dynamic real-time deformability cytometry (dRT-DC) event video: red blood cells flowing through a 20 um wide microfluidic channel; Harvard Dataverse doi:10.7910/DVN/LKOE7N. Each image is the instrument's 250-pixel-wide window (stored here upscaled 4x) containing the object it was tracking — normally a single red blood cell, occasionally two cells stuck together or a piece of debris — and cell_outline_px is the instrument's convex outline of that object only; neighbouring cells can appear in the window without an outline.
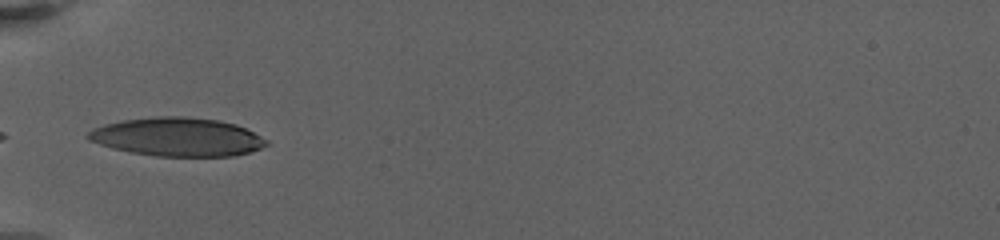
{"species": "human", "species_latin": "Homo sapiens", "temperature_condition": "warm", "stored_images_in_passage": 51, "camera_frame_rate_fps": 3000, "um_per_image_px": 0.085, "donor": {"sex": "female"}, "frame": {"image": 1, "passage_image": 1, "time_ms": 0.0, "image_size_px": [1000, 240], "cell_outline_px": [[268, 144], [260, 148], [248, 152], [232, 156], [156, 156], [132, 152], [112, 148], [88, 140], [84, 136], [92, 128], [104, 124], [120, 120], [156, 116], [184, 116], [220, 120], [236, 124], [268, 140]], "centroid_in_image_um": [15.03, 11.63], "position_along_channel_um": 70.0, "area_um2": 40.11}}
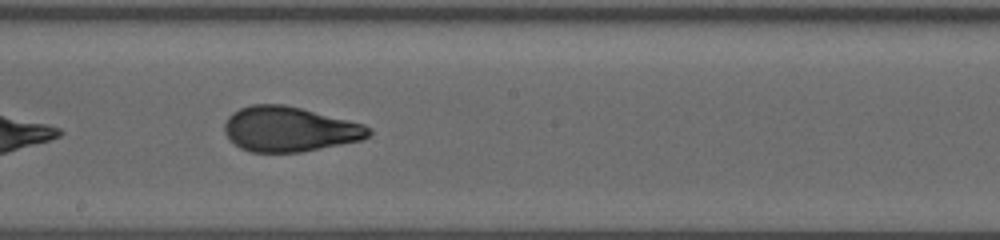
{"frame": {"image": 2, "passage_image": 25, "time_ms": 5.0, "image_size_px": [1000, 240], "cell_outline_px": [[372, 132], [364, 140], [300, 152], [252, 152], [240, 148], [224, 132], [224, 124], [228, 116], [232, 112], [240, 108], [252, 104], [284, 104], [364, 124], [372, 128]], "centroid_in_image_um": [24.61, 10.98], "position_along_channel_um": 223.6, "area_um2": 37.74}}
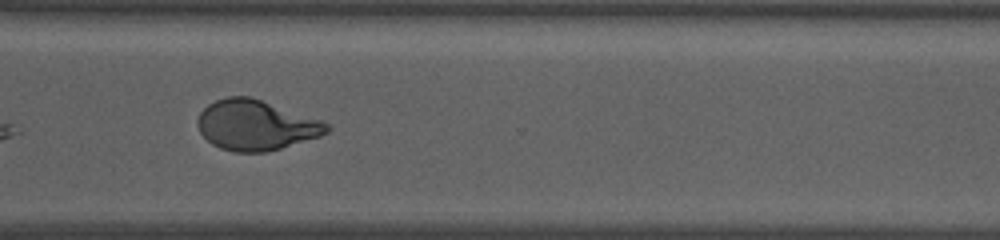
{"frame": {"image": 3, "passage_image": 38, "time_ms": 9.0, "image_size_px": [1000, 240], "cell_outline_px": [[332, 128], [328, 132], [320, 136], [280, 148], [264, 152], [232, 152], [220, 148], [212, 144], [200, 132], [196, 124], [196, 120], [200, 112], [208, 104], [216, 100], [228, 96], [252, 96], [320, 120], [328, 124]], "centroid_in_image_um": [21.72, 10.63], "position_along_channel_um": 348.9, "area_um2": 37.74}, "authors_computed_cell_mechanics": {"area_um2": 38.2636, "velocity_mm_per_s": 3.1436, "shape_relaxation_time_tau1_ms": 7.3648, "shape_relaxation_time_tau2_ms": 1.1105, "deformation_change_tau1": 0.2529, "deformation_change_tau2": 0.0755}}